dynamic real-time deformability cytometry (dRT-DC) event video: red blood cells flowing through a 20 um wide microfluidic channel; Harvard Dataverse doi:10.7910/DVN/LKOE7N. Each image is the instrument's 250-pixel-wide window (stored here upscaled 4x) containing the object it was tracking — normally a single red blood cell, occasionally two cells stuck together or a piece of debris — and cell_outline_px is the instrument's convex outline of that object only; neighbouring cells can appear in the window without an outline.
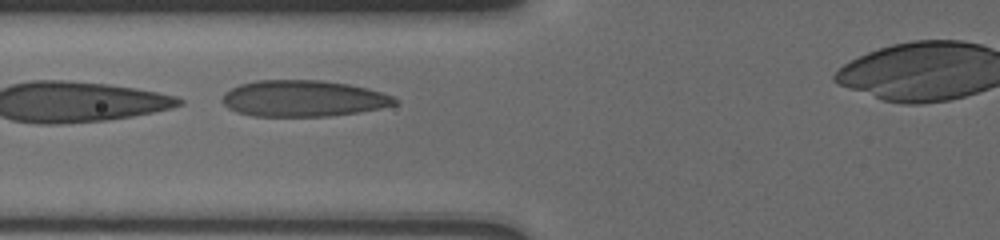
{"species": "human", "species_latin": "Homo sapiens", "temperature_condition": "cold", "stored_images_in_passage": 40, "camera_frame_rate_fps": 3000, "um_per_image_px": 0.085, "donor": {"sex": "male"}, "frame": {"image": 1, "passage_image": 12, "time_ms": 3.667, "image_size_px": [1000, 240], "cell_outline_px": [[400, 100], [396, 104], [380, 108], [356, 112], [328, 116], [252, 116], [236, 112], [228, 108], [220, 100], [224, 92], [240, 84], [256, 80], [320, 80], [348, 84], [368, 88], [392, 96]], "centroid_in_image_um": [25.74, 8.37], "position_along_channel_um": 100.1, "area_um2": 36.53}}
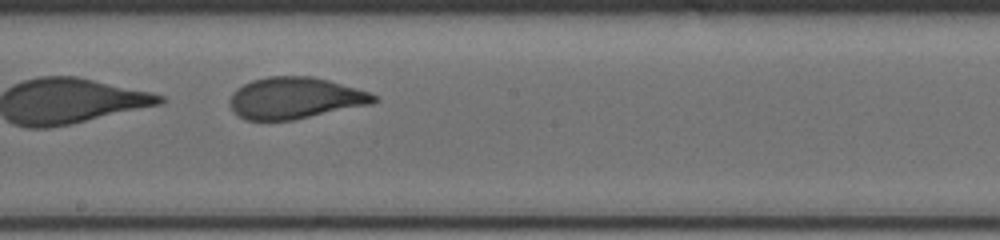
{"frame": {"image": 2, "passage_image": 22, "time_ms": 7.0, "image_size_px": [1000, 240], "cell_outline_px": [[380, 100], [372, 104], [292, 120], [244, 120], [232, 112], [228, 100], [232, 92], [236, 88], [252, 80], [268, 76], [312, 76], [328, 80], [356, 88], [368, 92], [376, 96]], "centroid_in_image_um": [25.03, 8.34], "position_along_channel_um": 223.2, "area_um2": 35.03}}
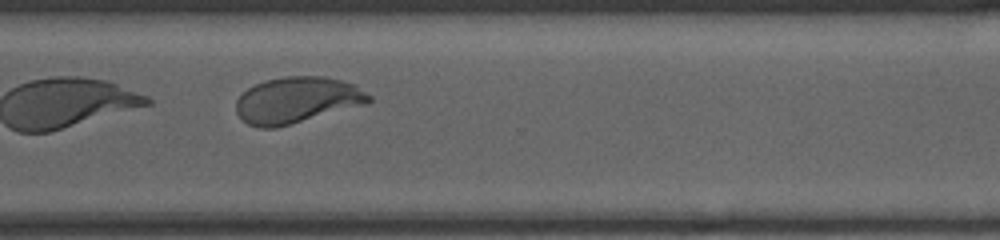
{"frame": {"image": 3, "passage_image": 33, "time_ms": 10.333, "image_size_px": [1000, 240], "cell_outline_px": [[372, 100], [368, 104], [292, 124], [276, 128], [260, 128], [248, 124], [236, 112], [236, 100], [248, 88], [264, 80], [284, 76], [320, 76], [340, 80], [352, 84], [372, 96]], "centroid_in_image_um": [25.25, 8.52], "position_along_channel_um": 345.4, "area_um2": 35.78}, "authors_computed_cell_mechanics": {"area_um2": 35.6626, "velocity_mm_per_s": 3.6718, "shape_relaxation_time_tau1_ms": 1.5628, "shape_relaxation_time_tau2_ms": null, "deformation_change_tau1": 0.3205, "deformation_change_tau2": null}}